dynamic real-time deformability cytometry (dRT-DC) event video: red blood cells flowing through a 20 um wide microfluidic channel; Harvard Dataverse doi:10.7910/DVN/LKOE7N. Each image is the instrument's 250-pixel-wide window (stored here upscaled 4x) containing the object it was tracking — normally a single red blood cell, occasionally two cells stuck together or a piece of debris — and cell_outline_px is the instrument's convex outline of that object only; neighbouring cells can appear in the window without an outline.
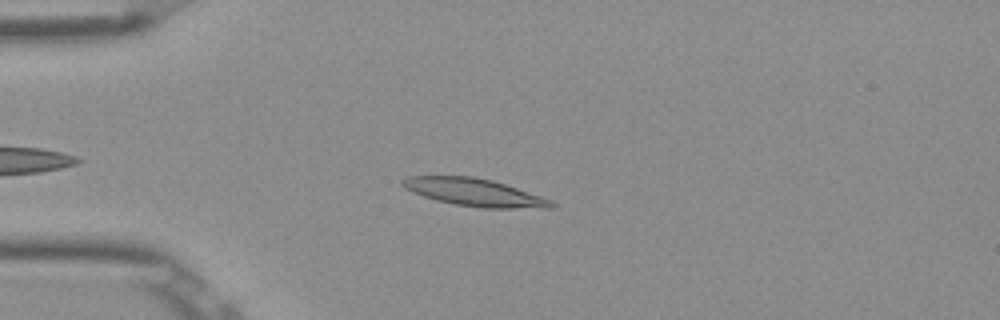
{"species": "Egyptian fruit bat (a non-hibernating species)", "species_latin": "Rousettus aegyptiacus", "temperature_condition": "room temperature", "stored_images_in_passage": 35, "camera_frame_rate_fps": 3000, "um_per_image_px": 0.085, "frame": {"image": 1, "passage_image": 8, "time_ms": 2.333, "image_size_px": [1000, 320], "cell_outline_px": [[556, 208], [484, 208], [452, 204], [436, 200], [412, 192], [404, 188], [400, 184], [400, 180], [408, 176], [472, 176], [492, 180], [552, 200], [556, 204]], "centroid_in_image_um": [40.3, 16.35], "position_along_channel_um": 44.7, "area_um2": 23.93}}
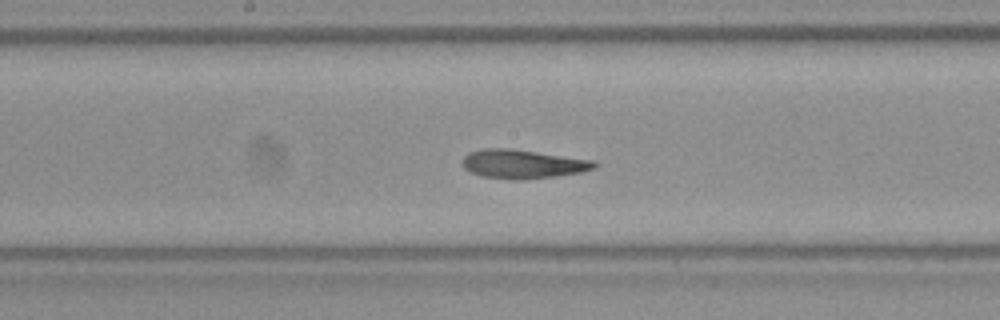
{"frame": {"image": 2, "passage_image": 22, "time_ms": 7.0, "image_size_px": [1000, 320], "cell_outline_px": [[600, 164], [596, 168], [580, 172], [556, 176], [524, 180], [512, 180], [484, 176], [472, 172], [464, 168], [460, 160], [468, 152], [484, 148], [508, 148], [596, 160]], "centroid_in_image_um": [44.46, 13.94], "position_along_channel_um": 203.7, "area_um2": 22.43}}
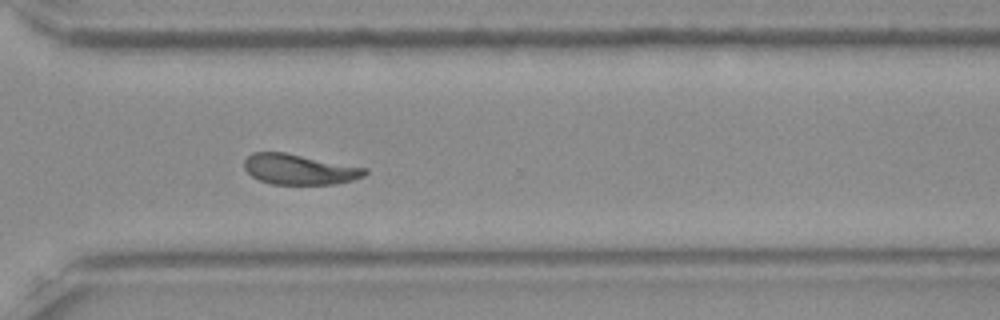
{"frame": {"image": 3, "passage_image": 33, "time_ms": 10.667, "image_size_px": [1000, 320], "cell_outline_px": [[368, 172], [364, 176], [352, 180], [336, 184], [272, 184], [260, 180], [252, 176], [244, 168], [244, 160], [252, 152], [284, 152], [368, 168]], "centroid_in_image_um": [25.45, 14.39], "position_along_channel_um": 345.1, "area_um2": 21.33}, "authors_computed_cell_mechanics": {"area_um2": 22.253, "velocity_mm_per_s": 3.8646, "shape_relaxation_time_tau1_ms": 3.6391, "shape_relaxation_time_tau2_ms": 2.3564, "deformation_change_tau1": 0.1552, "deformation_change_tau2": 0.0718}}